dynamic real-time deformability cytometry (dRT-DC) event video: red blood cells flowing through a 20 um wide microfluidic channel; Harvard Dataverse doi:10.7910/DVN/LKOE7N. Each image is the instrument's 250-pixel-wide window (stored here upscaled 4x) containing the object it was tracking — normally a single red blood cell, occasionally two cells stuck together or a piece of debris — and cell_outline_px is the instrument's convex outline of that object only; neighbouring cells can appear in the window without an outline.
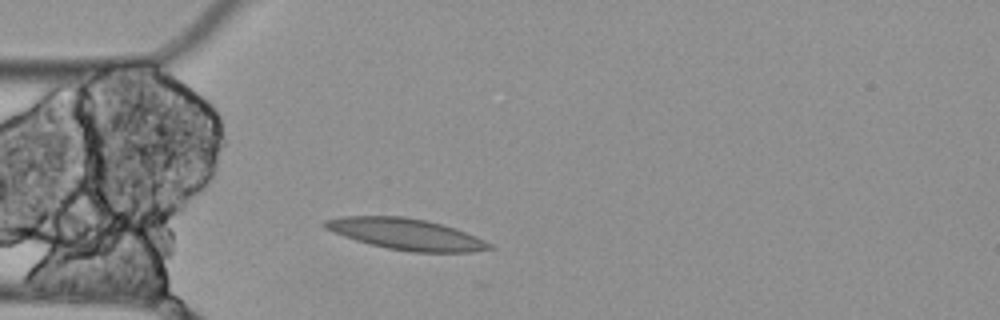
{"species": "Egyptian fruit bat (a non-hibernating species)", "species_latin": "Rousettus aegyptiacus", "temperature_condition": "cold", "stored_images_in_passage": 2, "camera_frame_rate_fps": 3000, "um_per_image_px": 0.085, "animal": {"sex": "female"}, "frame": {"image": 1, "passage_image": 2, "time_ms": 0.333, "image_size_px": [1000, 320], "cell_outline_px": [[496, 248], [472, 252], [412, 252], [388, 248], [356, 240], [332, 232], [324, 228], [320, 224], [324, 220], [344, 216], [404, 216], [428, 220], [456, 228], [476, 236], [492, 244]], "centroid_in_image_um": [34.53, 19.89], "position_along_channel_um": 50.5, "area_um2": 30.06}}